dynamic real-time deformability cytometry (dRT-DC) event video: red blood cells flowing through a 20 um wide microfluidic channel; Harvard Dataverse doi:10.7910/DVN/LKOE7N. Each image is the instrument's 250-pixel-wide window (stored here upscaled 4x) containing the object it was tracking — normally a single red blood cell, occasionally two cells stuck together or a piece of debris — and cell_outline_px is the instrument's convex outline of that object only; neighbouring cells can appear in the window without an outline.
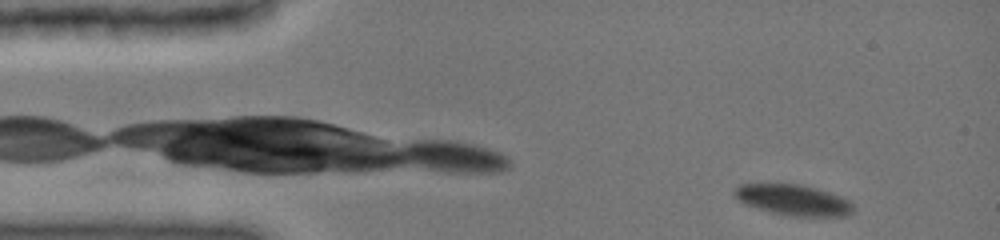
{"species": "common noctule bat (a hibernating species)", "species_latin": "Nyctalus noctula", "temperature_condition": "cold", "stored_images_in_passage": 29, "camera_frame_rate_fps": 3000, "um_per_image_px": 0.085, "animal": {"sex": "female", "body_mass_g": 19.0, "forearm_length_mm": 51.5}, "frame": {"image": 1, "passage_image": 5, "time_ms": 0.667, "image_size_px": [1000, 240], "cell_outline_px": [[852, 212], [848, 216], [788, 216], [756, 208], [744, 204], [732, 192], [740, 184], [800, 184], [828, 192], [840, 196], [848, 200], [852, 204]], "centroid_in_image_um": [67.42, 17.0], "position_along_channel_um": 17.6, "area_um2": 21.1}}
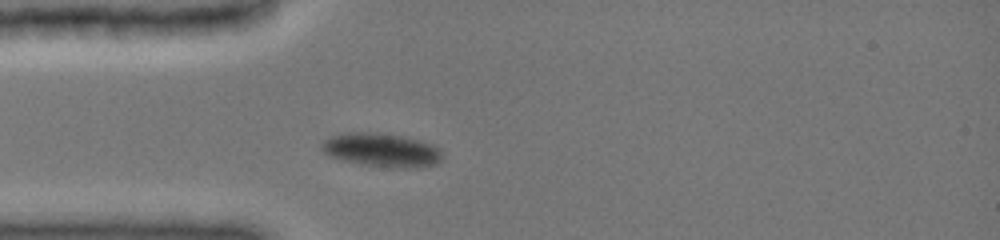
{"frame": {"image": 2, "passage_image": 26, "time_ms": 3.667, "image_size_px": [1000, 240], "cell_outline_px": [[440, 160], [436, 164], [408, 168], [392, 168], [360, 164], [340, 160], [328, 156], [320, 148], [320, 144], [324, 140], [332, 136], [348, 132], [380, 132], [404, 136], [432, 144], [440, 148]], "centroid_in_image_um": [32.38, 12.75], "position_along_channel_um": 52.6, "area_um2": 23.87}}